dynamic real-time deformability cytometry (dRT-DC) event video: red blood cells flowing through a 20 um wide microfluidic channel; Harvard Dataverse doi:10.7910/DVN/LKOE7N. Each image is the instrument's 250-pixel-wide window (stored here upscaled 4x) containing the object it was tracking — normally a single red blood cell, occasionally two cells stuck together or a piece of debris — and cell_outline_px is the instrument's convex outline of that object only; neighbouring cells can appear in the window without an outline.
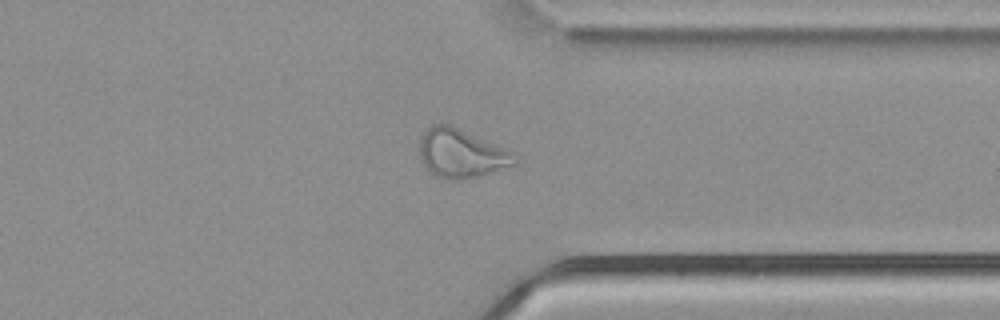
{"species": "common noctule bat (a hibernating species)", "species_latin": "Nyctalus noctula", "temperature_condition": "cold", "stored_images_in_passage": 52, "segment_of_instrument_passage": [1, 2], "camera_frame_rate_fps": 3000, "um_per_image_px": 0.085, "animal": {"sex": "male", "body_mass_g": 21.5, "forearm_length_mm": 52.0}, "frame": {"image": 1, "passage_image": 39, "time_ms": 12.667, "image_size_px": [1000, 320], "cell_outline_px": [[516, 164], [480, 176], [460, 180], [444, 180], [428, 172], [420, 160], [420, 136], [432, 124], [452, 124], [516, 152]], "centroid_in_image_um": [39.21, 13.04], "position_along_channel_um": 372.2, "area_um2": 27.69}}
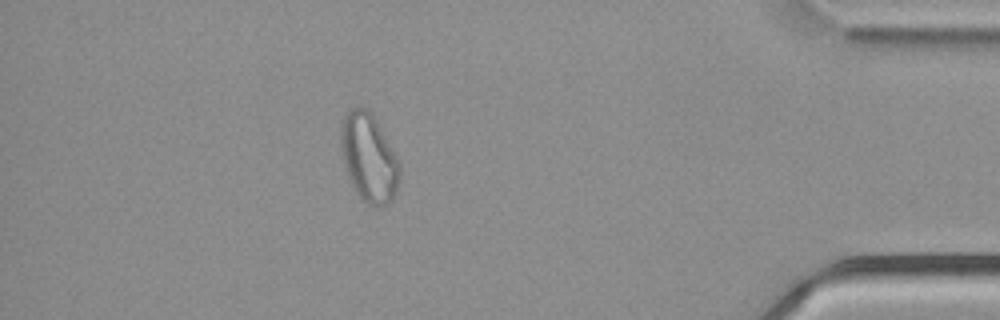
{"frame": {"image": 2, "passage_image": 45, "time_ms": 14.667, "image_size_px": [1000, 320], "cell_outline_px": [[400, 180], [388, 204], [368, 204], [356, 192], [348, 176], [340, 148], [340, 132], [344, 116], [348, 108], [368, 108], [372, 112], [400, 160]], "centroid_in_image_um": [31.36, 13.34], "position_along_channel_um": 403.8, "area_um2": 30.17}}